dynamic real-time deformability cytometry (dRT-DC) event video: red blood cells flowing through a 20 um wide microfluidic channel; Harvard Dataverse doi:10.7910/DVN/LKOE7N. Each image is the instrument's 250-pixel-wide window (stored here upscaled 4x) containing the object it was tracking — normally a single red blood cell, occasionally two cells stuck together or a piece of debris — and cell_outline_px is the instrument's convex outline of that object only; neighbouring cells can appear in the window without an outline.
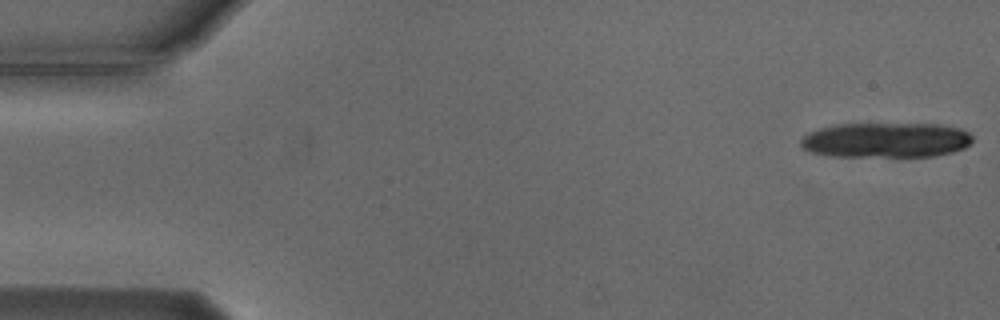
{"species": "Egyptian fruit bat (a non-hibernating species)", "species_latin": "Rousettus aegyptiacus", "temperature_condition": "cold", "stored_images_in_passage": 18, "camera_frame_rate_fps": 3000, "um_per_image_px": 0.085, "animal": {"sex": "male"}, "frame": {"image": 1, "passage_image": 1, "time_ms": 0.0, "image_size_px": [1000, 320], "cell_outline_px": [[972, 140], [964, 148], [952, 152], [932, 156], [828, 156], [812, 152], [804, 148], [800, 144], [800, 140], [808, 132], [820, 128], [836, 124], [940, 124], [960, 128], [968, 132], [972, 136]], "centroid_in_image_um": [75.29, 11.9], "position_along_channel_um": 9.7, "area_um2": 35.03}}